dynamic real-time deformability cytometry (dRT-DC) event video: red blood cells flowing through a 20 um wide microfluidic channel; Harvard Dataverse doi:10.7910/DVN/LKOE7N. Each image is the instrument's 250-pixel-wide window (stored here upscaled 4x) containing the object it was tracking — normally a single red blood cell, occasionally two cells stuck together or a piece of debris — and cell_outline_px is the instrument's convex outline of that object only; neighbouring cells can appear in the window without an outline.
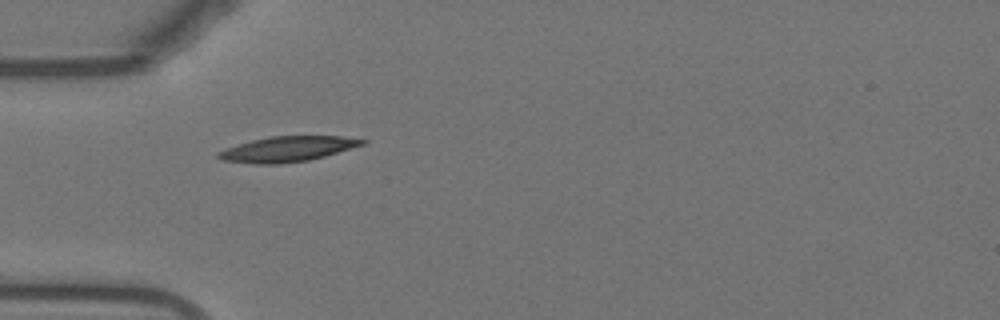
{"species": "Egyptian fruit bat (a non-hibernating species)", "species_latin": "Rousettus aegyptiacus", "temperature_condition": "warm", "stored_images_in_passage": 35, "camera_frame_rate_fps": 3000, "um_per_image_px": 0.085, "animal": {"sex": "female"}, "frame": {"image": 1, "passage_image": 1, "time_ms": 0.0, "image_size_px": [1000, 320], "cell_outline_px": [[368, 140], [364, 144], [324, 156], [308, 160], [280, 164], [252, 164], [224, 160], [216, 156], [216, 152], [252, 140], [268, 136], [340, 136]], "centroid_in_image_um": [24.42, 12.67], "position_along_channel_um": 60.6, "area_um2": 20.98}}
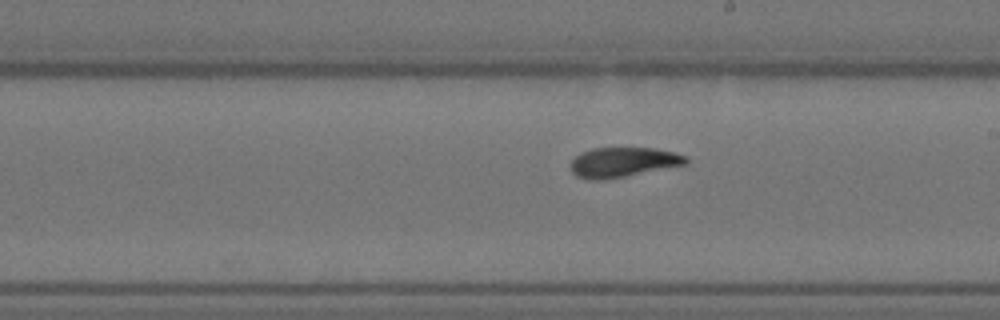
{"frame": {"image": 2, "passage_image": 15, "time_ms": 4.667, "image_size_px": [1000, 320], "cell_outline_px": [[688, 164], [604, 180], [588, 180], [576, 176], [572, 172], [568, 164], [580, 152], [592, 148], [652, 148], [672, 152], [688, 156]], "centroid_in_image_um": [52.92, 13.79], "position_along_channel_um": 236.1, "area_um2": 20.17}}
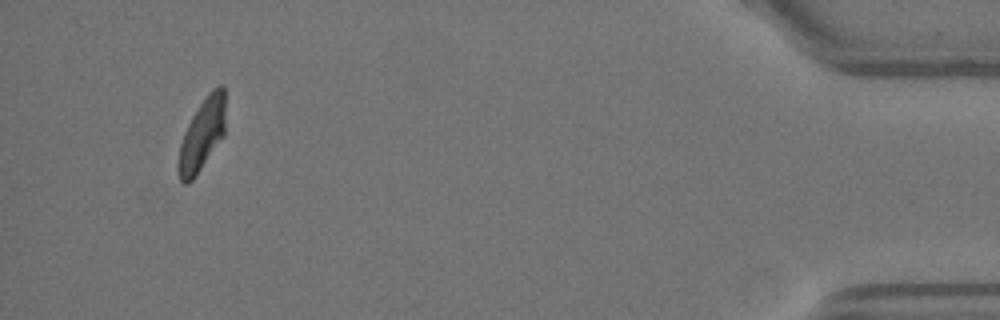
{"frame": {"image": 3, "passage_image": 35, "time_ms": 11.333, "image_size_px": [1000, 320], "cell_outline_px": [[224, 136], [196, 176], [188, 184], [184, 184], [180, 180], [180, 144], [184, 132], [192, 116], [208, 92], [212, 88], [220, 84], [224, 84]], "centroid_in_image_um": [17.21, 11.41], "position_along_channel_um": 418.0, "area_um2": 19.36}, "authors_computed_cell_mechanics": {"area_um2": 19.941, "velocity_mm_per_s": 3.7991, "shape_relaxation_time_tau1_ms": 5.6424, "shape_relaxation_time_tau2_ms": 2.3679, "deformation_change_tau1": 0.1643, "deformation_change_tau2": 0.0779}}